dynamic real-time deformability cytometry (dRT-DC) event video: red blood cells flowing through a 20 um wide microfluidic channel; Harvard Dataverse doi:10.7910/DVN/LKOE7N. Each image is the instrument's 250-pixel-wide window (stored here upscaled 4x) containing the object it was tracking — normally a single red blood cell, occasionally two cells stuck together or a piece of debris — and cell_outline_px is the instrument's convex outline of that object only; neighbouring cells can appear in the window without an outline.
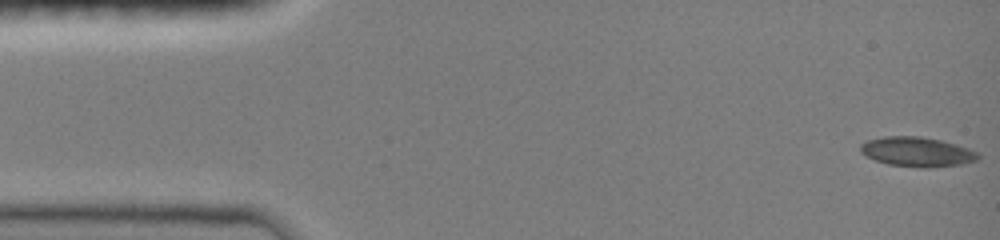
{"species": "common noctule bat (a hibernating species)", "species_latin": "Nyctalus noctula", "temperature_condition": "room temperature", "stored_images_in_passage": 47, "camera_frame_rate_fps": 3000, "um_per_image_px": 0.085, "animal": {"sex": "female", "body_mass_g": 19.0, "forearm_length_mm": 51.5}, "frame": {"image": 1, "passage_image": 1, "time_ms": 0.0, "image_size_px": [1000, 240], "cell_outline_px": [[980, 156], [976, 160], [960, 164], [928, 168], [920, 168], [888, 164], [876, 160], [860, 152], [860, 144], [868, 140], [884, 136], [920, 136], [940, 140], [956, 144], [968, 148], [976, 152]], "centroid_in_image_um": [77.93, 12.9], "position_along_channel_um": 7.1, "area_um2": 20.17}}
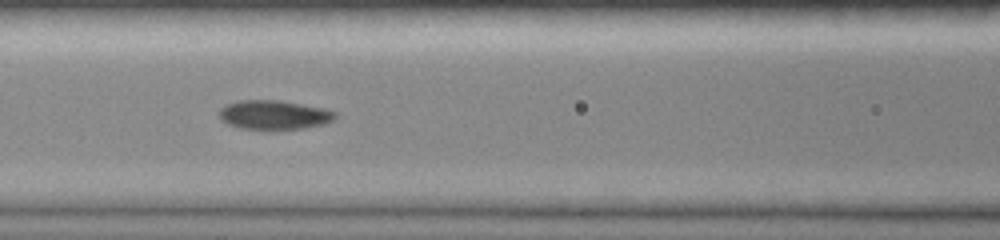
{"frame": {"image": 2, "passage_image": 20, "time_ms": 6.333, "image_size_px": [1000, 240], "cell_outline_px": [[336, 116], [332, 120], [324, 124], [304, 128], [240, 128], [228, 124], [220, 120], [220, 108], [224, 104], [240, 100], [280, 100], [324, 108], [336, 112]], "centroid_in_image_um": [23.27, 9.74], "position_along_channel_um": 143.3, "area_um2": 19.48}}
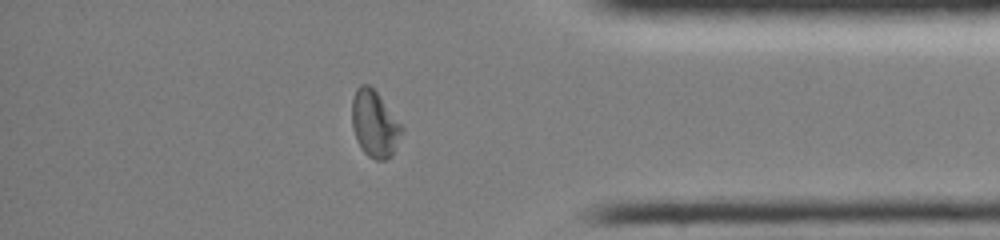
{"frame": {"image": 3, "passage_image": 40, "time_ms": 13.0, "image_size_px": [1000, 240], "cell_outline_px": [[404, 128], [392, 156], [384, 160], [376, 160], [368, 156], [360, 148], [352, 128], [352, 100], [356, 88], [360, 84], [368, 84], [376, 92], [404, 124]], "centroid_in_image_um": [31.86, 10.53], "position_along_channel_um": 403.3, "area_um2": 19.59}, "authors_computed_cell_mechanics": {"area_um2": 19.5364, "velocity_mm_per_s": 4.0562, "shape_relaxation_time_tau1_ms": null, "shape_relaxation_time_tau2_ms": 2.1455, "deformation_change_tau1": null, "deformation_change_tau2": 0.0521}}